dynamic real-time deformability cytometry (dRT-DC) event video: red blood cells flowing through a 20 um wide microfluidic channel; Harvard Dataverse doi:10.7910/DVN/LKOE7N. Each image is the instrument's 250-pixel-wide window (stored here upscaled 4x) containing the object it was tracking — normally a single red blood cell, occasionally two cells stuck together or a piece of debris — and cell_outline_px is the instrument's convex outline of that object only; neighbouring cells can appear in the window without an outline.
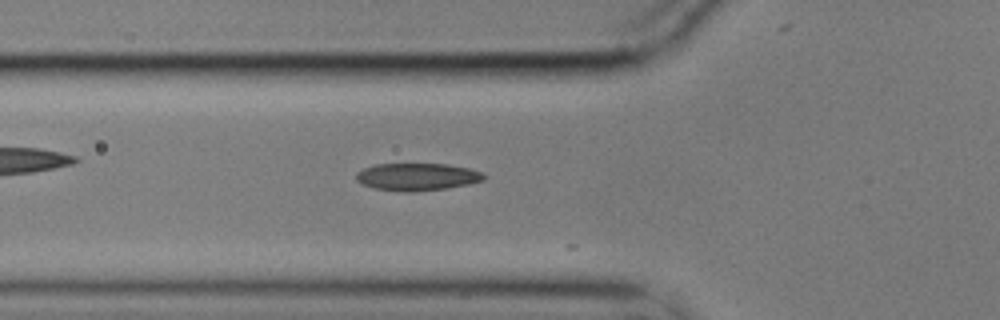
{"species": "common noctule bat (a hibernating species)", "species_latin": "Nyctalus noctula", "temperature_condition": "cold", "stored_images_in_passage": 20, "camera_frame_rate_fps": 3000, "um_per_image_px": 0.085, "animal": {"sex": "male", "body_mass_g": 17.9}, "frame": {"image": 1, "passage_image": 19, "time_ms": 6.0, "image_size_px": [1000, 320], "cell_outline_px": [[488, 176], [484, 180], [468, 184], [448, 188], [412, 192], [404, 192], [372, 188], [356, 180], [356, 172], [364, 168], [376, 164], [448, 164], [472, 168], [484, 172]], "centroid_in_image_um": [35.51, 15.03], "position_along_channel_um": 90.3, "area_um2": 20.69}}